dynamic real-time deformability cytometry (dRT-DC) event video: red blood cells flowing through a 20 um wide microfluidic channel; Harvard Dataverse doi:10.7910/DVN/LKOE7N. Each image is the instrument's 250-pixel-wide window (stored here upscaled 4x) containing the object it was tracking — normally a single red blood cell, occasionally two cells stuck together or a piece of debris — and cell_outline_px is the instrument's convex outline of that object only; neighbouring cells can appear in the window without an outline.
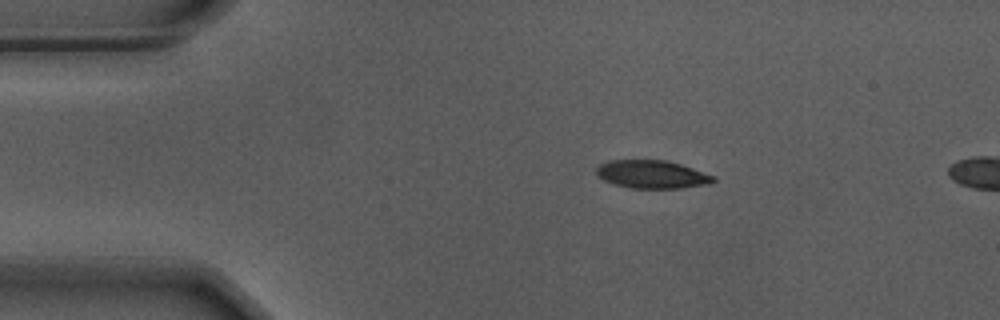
{"species": "Egyptian fruit bat (a non-hibernating species)", "species_latin": "Rousettus aegyptiacus", "temperature_condition": "warm", "stored_images_in_passage": 11, "camera_frame_rate_fps": 3000, "um_per_image_px": 0.085, "animal": {"sex": "male"}, "frame": {"image": 1, "passage_image": 7, "time_ms": 2.0, "image_size_px": [1000, 320], "cell_outline_px": [[716, 180], [712, 184], [680, 188], [628, 188], [612, 184], [596, 176], [596, 168], [600, 164], [612, 160], [668, 160], [716, 176]], "centroid_in_image_um": [55.43, 14.83], "position_along_channel_um": 29.6, "area_um2": 19.36}}